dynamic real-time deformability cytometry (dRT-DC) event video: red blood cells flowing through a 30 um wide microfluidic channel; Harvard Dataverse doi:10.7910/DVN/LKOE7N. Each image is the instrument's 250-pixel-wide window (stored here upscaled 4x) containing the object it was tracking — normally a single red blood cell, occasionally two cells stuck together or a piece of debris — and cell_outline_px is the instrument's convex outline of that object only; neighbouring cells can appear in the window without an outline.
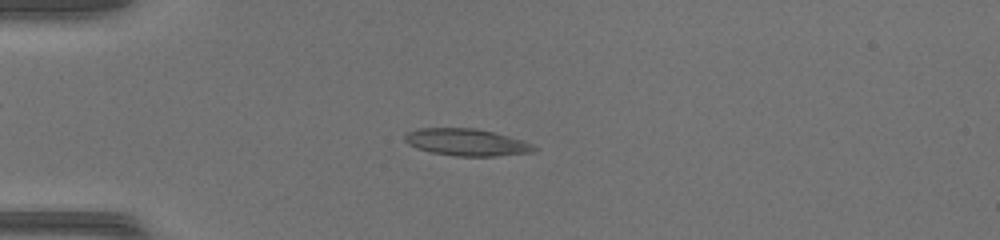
{"species": "common noctule bat (a hibernating species)", "species_latin": "Nyctalus noctula", "temperature_condition": "warm", "stored_images_in_passage": 50, "camera_frame_rate_fps": 3000, "um_per_image_px": 0.085, "animal": {"sex": "female", "body_mass_g": 17.0, "forearm_length_mm": 48.0}, "frame": {"image": 1, "passage_image": 15, "time_ms": 4.667, "image_size_px": [1000, 240], "cell_outline_px": [[540, 148], [536, 152], [496, 156], [456, 156], [432, 152], [416, 148], [408, 144], [404, 140], [404, 136], [408, 132], [420, 128], [476, 128], [524, 140]], "centroid_in_image_um": [39.71, 12.1], "position_along_channel_um": 45.3, "area_um2": 20.46}}
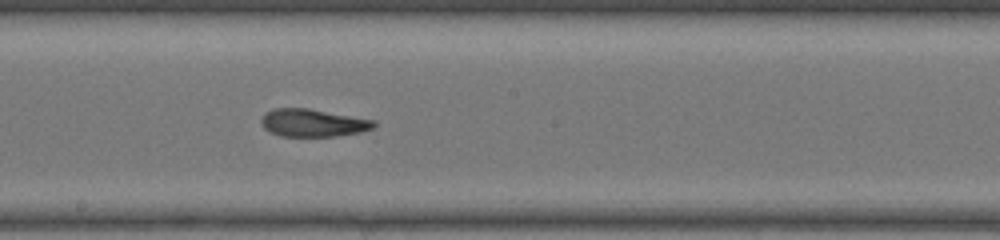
{"frame": {"image": 2, "passage_image": 29, "time_ms": 9.333, "image_size_px": [1000, 240], "cell_outline_px": [[376, 124], [372, 128], [360, 132], [336, 136], [280, 136], [264, 128], [260, 120], [264, 112], [276, 108], [308, 108], [376, 120]], "centroid_in_image_um": [26.59, 10.43], "position_along_channel_um": 221.6, "area_um2": 18.15}}
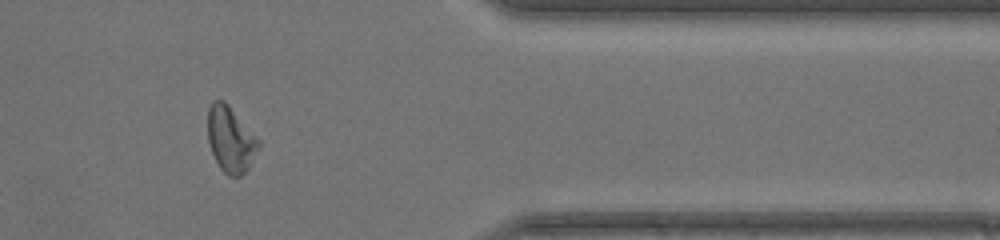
{"frame": {"image": 3, "passage_image": 42, "time_ms": 13.667, "image_size_px": [1000, 240], "cell_outline_px": [[260, 148], [248, 168], [240, 176], [228, 176], [220, 168], [212, 152], [208, 140], [208, 108], [212, 100], [224, 100], [228, 104], [260, 140]], "centroid_in_image_um": [19.61, 11.83], "position_along_channel_um": 391.8, "area_um2": 19.48}, "authors_computed_cell_mechanics": {"area_um2": 19.7387, "velocity_mm_per_s": 4.3464, "shape_relaxation_time_tau1_ms": null, "shape_relaxation_time_tau2_ms": 2.4492, "deformation_change_tau1": null, "deformation_change_tau2": 0.1124}}